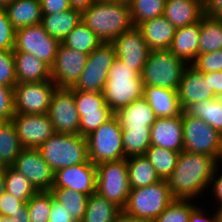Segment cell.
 I'll use <instances>...</instances> for the list:
<instances>
[{
	"label": "cell",
	"mask_w": 222,
	"mask_h": 222,
	"mask_svg": "<svg viewBox=\"0 0 222 222\" xmlns=\"http://www.w3.org/2000/svg\"><path fill=\"white\" fill-rule=\"evenodd\" d=\"M215 168L213 157L181 151L176 167L167 179L172 197L202 202L206 199Z\"/></svg>",
	"instance_id": "obj_1"
},
{
	"label": "cell",
	"mask_w": 222,
	"mask_h": 222,
	"mask_svg": "<svg viewBox=\"0 0 222 222\" xmlns=\"http://www.w3.org/2000/svg\"><path fill=\"white\" fill-rule=\"evenodd\" d=\"M81 18L102 42H112L134 27L128 1L97 0L81 12Z\"/></svg>",
	"instance_id": "obj_2"
},
{
	"label": "cell",
	"mask_w": 222,
	"mask_h": 222,
	"mask_svg": "<svg viewBox=\"0 0 222 222\" xmlns=\"http://www.w3.org/2000/svg\"><path fill=\"white\" fill-rule=\"evenodd\" d=\"M144 86L141 76L115 59L108 71V78L103 89L106 104L113 113L143 97Z\"/></svg>",
	"instance_id": "obj_3"
},
{
	"label": "cell",
	"mask_w": 222,
	"mask_h": 222,
	"mask_svg": "<svg viewBox=\"0 0 222 222\" xmlns=\"http://www.w3.org/2000/svg\"><path fill=\"white\" fill-rule=\"evenodd\" d=\"M38 149L54 172L89 160L86 137L80 134L55 133Z\"/></svg>",
	"instance_id": "obj_4"
},
{
	"label": "cell",
	"mask_w": 222,
	"mask_h": 222,
	"mask_svg": "<svg viewBox=\"0 0 222 222\" xmlns=\"http://www.w3.org/2000/svg\"><path fill=\"white\" fill-rule=\"evenodd\" d=\"M187 64L169 50H152L140 74L143 86L177 90Z\"/></svg>",
	"instance_id": "obj_5"
},
{
	"label": "cell",
	"mask_w": 222,
	"mask_h": 222,
	"mask_svg": "<svg viewBox=\"0 0 222 222\" xmlns=\"http://www.w3.org/2000/svg\"><path fill=\"white\" fill-rule=\"evenodd\" d=\"M173 200L167 180L162 179L146 187L131 189L122 211L153 222Z\"/></svg>",
	"instance_id": "obj_6"
},
{
	"label": "cell",
	"mask_w": 222,
	"mask_h": 222,
	"mask_svg": "<svg viewBox=\"0 0 222 222\" xmlns=\"http://www.w3.org/2000/svg\"><path fill=\"white\" fill-rule=\"evenodd\" d=\"M86 140L88 158L95 165L126 158L122 129L115 115L86 136Z\"/></svg>",
	"instance_id": "obj_7"
},
{
	"label": "cell",
	"mask_w": 222,
	"mask_h": 222,
	"mask_svg": "<svg viewBox=\"0 0 222 222\" xmlns=\"http://www.w3.org/2000/svg\"><path fill=\"white\" fill-rule=\"evenodd\" d=\"M96 192L123 209L130 193L126 158L96 165Z\"/></svg>",
	"instance_id": "obj_8"
},
{
	"label": "cell",
	"mask_w": 222,
	"mask_h": 222,
	"mask_svg": "<svg viewBox=\"0 0 222 222\" xmlns=\"http://www.w3.org/2000/svg\"><path fill=\"white\" fill-rule=\"evenodd\" d=\"M115 59L113 44L102 42L89 54L83 72L72 89L85 92H103L108 71Z\"/></svg>",
	"instance_id": "obj_9"
},
{
	"label": "cell",
	"mask_w": 222,
	"mask_h": 222,
	"mask_svg": "<svg viewBox=\"0 0 222 222\" xmlns=\"http://www.w3.org/2000/svg\"><path fill=\"white\" fill-rule=\"evenodd\" d=\"M183 150L216 158L221 133L198 117L182 111Z\"/></svg>",
	"instance_id": "obj_10"
},
{
	"label": "cell",
	"mask_w": 222,
	"mask_h": 222,
	"mask_svg": "<svg viewBox=\"0 0 222 222\" xmlns=\"http://www.w3.org/2000/svg\"><path fill=\"white\" fill-rule=\"evenodd\" d=\"M56 88L52 80L17 83L13 88L15 114H47Z\"/></svg>",
	"instance_id": "obj_11"
},
{
	"label": "cell",
	"mask_w": 222,
	"mask_h": 222,
	"mask_svg": "<svg viewBox=\"0 0 222 222\" xmlns=\"http://www.w3.org/2000/svg\"><path fill=\"white\" fill-rule=\"evenodd\" d=\"M60 43V41L50 36L40 23L15 31L13 52L34 54L51 67L54 64Z\"/></svg>",
	"instance_id": "obj_12"
},
{
	"label": "cell",
	"mask_w": 222,
	"mask_h": 222,
	"mask_svg": "<svg viewBox=\"0 0 222 222\" xmlns=\"http://www.w3.org/2000/svg\"><path fill=\"white\" fill-rule=\"evenodd\" d=\"M74 100L80 116L79 134L83 137L88 136L114 115L102 92L74 90Z\"/></svg>",
	"instance_id": "obj_13"
},
{
	"label": "cell",
	"mask_w": 222,
	"mask_h": 222,
	"mask_svg": "<svg viewBox=\"0 0 222 222\" xmlns=\"http://www.w3.org/2000/svg\"><path fill=\"white\" fill-rule=\"evenodd\" d=\"M47 114L55 133L79 134L80 116L72 88H56Z\"/></svg>",
	"instance_id": "obj_14"
},
{
	"label": "cell",
	"mask_w": 222,
	"mask_h": 222,
	"mask_svg": "<svg viewBox=\"0 0 222 222\" xmlns=\"http://www.w3.org/2000/svg\"><path fill=\"white\" fill-rule=\"evenodd\" d=\"M12 167L23 174L38 192L51 190L54 171L45 162L38 148H24Z\"/></svg>",
	"instance_id": "obj_15"
},
{
	"label": "cell",
	"mask_w": 222,
	"mask_h": 222,
	"mask_svg": "<svg viewBox=\"0 0 222 222\" xmlns=\"http://www.w3.org/2000/svg\"><path fill=\"white\" fill-rule=\"evenodd\" d=\"M88 57V54L69 49L60 43L51 66V80L58 88H72L79 80Z\"/></svg>",
	"instance_id": "obj_16"
},
{
	"label": "cell",
	"mask_w": 222,
	"mask_h": 222,
	"mask_svg": "<svg viewBox=\"0 0 222 222\" xmlns=\"http://www.w3.org/2000/svg\"><path fill=\"white\" fill-rule=\"evenodd\" d=\"M111 43L114 46L116 58L140 75L151 51L141 31L134 26Z\"/></svg>",
	"instance_id": "obj_17"
},
{
	"label": "cell",
	"mask_w": 222,
	"mask_h": 222,
	"mask_svg": "<svg viewBox=\"0 0 222 222\" xmlns=\"http://www.w3.org/2000/svg\"><path fill=\"white\" fill-rule=\"evenodd\" d=\"M11 121L24 148H39L55 134L48 114H14Z\"/></svg>",
	"instance_id": "obj_18"
},
{
	"label": "cell",
	"mask_w": 222,
	"mask_h": 222,
	"mask_svg": "<svg viewBox=\"0 0 222 222\" xmlns=\"http://www.w3.org/2000/svg\"><path fill=\"white\" fill-rule=\"evenodd\" d=\"M96 183V165L88 160L85 163L55 171L52 188L72 189L90 196L96 192Z\"/></svg>",
	"instance_id": "obj_19"
},
{
	"label": "cell",
	"mask_w": 222,
	"mask_h": 222,
	"mask_svg": "<svg viewBox=\"0 0 222 222\" xmlns=\"http://www.w3.org/2000/svg\"><path fill=\"white\" fill-rule=\"evenodd\" d=\"M177 92L183 111L191 104L217 98L210 88L209 78H204V73L191 65L184 68Z\"/></svg>",
	"instance_id": "obj_20"
},
{
	"label": "cell",
	"mask_w": 222,
	"mask_h": 222,
	"mask_svg": "<svg viewBox=\"0 0 222 222\" xmlns=\"http://www.w3.org/2000/svg\"><path fill=\"white\" fill-rule=\"evenodd\" d=\"M151 145L174 152L183 151L182 113L175 117L157 118L151 125Z\"/></svg>",
	"instance_id": "obj_21"
},
{
	"label": "cell",
	"mask_w": 222,
	"mask_h": 222,
	"mask_svg": "<svg viewBox=\"0 0 222 222\" xmlns=\"http://www.w3.org/2000/svg\"><path fill=\"white\" fill-rule=\"evenodd\" d=\"M17 83L51 80V67L34 54L13 52Z\"/></svg>",
	"instance_id": "obj_22"
},
{
	"label": "cell",
	"mask_w": 222,
	"mask_h": 222,
	"mask_svg": "<svg viewBox=\"0 0 222 222\" xmlns=\"http://www.w3.org/2000/svg\"><path fill=\"white\" fill-rule=\"evenodd\" d=\"M141 31L150 50H169L176 28L164 17H156L140 23Z\"/></svg>",
	"instance_id": "obj_23"
},
{
	"label": "cell",
	"mask_w": 222,
	"mask_h": 222,
	"mask_svg": "<svg viewBox=\"0 0 222 222\" xmlns=\"http://www.w3.org/2000/svg\"><path fill=\"white\" fill-rule=\"evenodd\" d=\"M143 98L158 118L175 117L182 113L177 90L156 86L144 87Z\"/></svg>",
	"instance_id": "obj_24"
},
{
	"label": "cell",
	"mask_w": 222,
	"mask_h": 222,
	"mask_svg": "<svg viewBox=\"0 0 222 222\" xmlns=\"http://www.w3.org/2000/svg\"><path fill=\"white\" fill-rule=\"evenodd\" d=\"M121 129H151L158 118L149 103L142 97L114 113Z\"/></svg>",
	"instance_id": "obj_25"
},
{
	"label": "cell",
	"mask_w": 222,
	"mask_h": 222,
	"mask_svg": "<svg viewBox=\"0 0 222 222\" xmlns=\"http://www.w3.org/2000/svg\"><path fill=\"white\" fill-rule=\"evenodd\" d=\"M200 21L176 29L169 51L190 65L199 55Z\"/></svg>",
	"instance_id": "obj_26"
},
{
	"label": "cell",
	"mask_w": 222,
	"mask_h": 222,
	"mask_svg": "<svg viewBox=\"0 0 222 222\" xmlns=\"http://www.w3.org/2000/svg\"><path fill=\"white\" fill-rule=\"evenodd\" d=\"M163 16L176 29L195 24L203 16L202 0H166Z\"/></svg>",
	"instance_id": "obj_27"
},
{
	"label": "cell",
	"mask_w": 222,
	"mask_h": 222,
	"mask_svg": "<svg viewBox=\"0 0 222 222\" xmlns=\"http://www.w3.org/2000/svg\"><path fill=\"white\" fill-rule=\"evenodd\" d=\"M4 10L15 30L40 24L42 20L40 0H12Z\"/></svg>",
	"instance_id": "obj_28"
},
{
	"label": "cell",
	"mask_w": 222,
	"mask_h": 222,
	"mask_svg": "<svg viewBox=\"0 0 222 222\" xmlns=\"http://www.w3.org/2000/svg\"><path fill=\"white\" fill-rule=\"evenodd\" d=\"M80 22H82L81 12L73 8L53 14H42L41 20L44 30L60 42Z\"/></svg>",
	"instance_id": "obj_29"
},
{
	"label": "cell",
	"mask_w": 222,
	"mask_h": 222,
	"mask_svg": "<svg viewBox=\"0 0 222 222\" xmlns=\"http://www.w3.org/2000/svg\"><path fill=\"white\" fill-rule=\"evenodd\" d=\"M126 161L131 189L146 187L162 180L144 155L131 156Z\"/></svg>",
	"instance_id": "obj_30"
},
{
	"label": "cell",
	"mask_w": 222,
	"mask_h": 222,
	"mask_svg": "<svg viewBox=\"0 0 222 222\" xmlns=\"http://www.w3.org/2000/svg\"><path fill=\"white\" fill-rule=\"evenodd\" d=\"M121 212V208L95 192L88 198L81 222H114Z\"/></svg>",
	"instance_id": "obj_31"
},
{
	"label": "cell",
	"mask_w": 222,
	"mask_h": 222,
	"mask_svg": "<svg viewBox=\"0 0 222 222\" xmlns=\"http://www.w3.org/2000/svg\"><path fill=\"white\" fill-rule=\"evenodd\" d=\"M222 49V20L203 15L200 19L199 54Z\"/></svg>",
	"instance_id": "obj_32"
},
{
	"label": "cell",
	"mask_w": 222,
	"mask_h": 222,
	"mask_svg": "<svg viewBox=\"0 0 222 222\" xmlns=\"http://www.w3.org/2000/svg\"><path fill=\"white\" fill-rule=\"evenodd\" d=\"M23 149L15 125L12 121L5 122L0 128V163L12 166Z\"/></svg>",
	"instance_id": "obj_33"
},
{
	"label": "cell",
	"mask_w": 222,
	"mask_h": 222,
	"mask_svg": "<svg viewBox=\"0 0 222 222\" xmlns=\"http://www.w3.org/2000/svg\"><path fill=\"white\" fill-rule=\"evenodd\" d=\"M101 43V39L83 22H80L61 42L69 49L88 55Z\"/></svg>",
	"instance_id": "obj_34"
},
{
	"label": "cell",
	"mask_w": 222,
	"mask_h": 222,
	"mask_svg": "<svg viewBox=\"0 0 222 222\" xmlns=\"http://www.w3.org/2000/svg\"><path fill=\"white\" fill-rule=\"evenodd\" d=\"M185 112L198 117L222 133V98H214L191 104Z\"/></svg>",
	"instance_id": "obj_35"
},
{
	"label": "cell",
	"mask_w": 222,
	"mask_h": 222,
	"mask_svg": "<svg viewBox=\"0 0 222 222\" xmlns=\"http://www.w3.org/2000/svg\"><path fill=\"white\" fill-rule=\"evenodd\" d=\"M50 192L54 199L61 203L64 208L71 213L76 222H81L83 220L89 198L88 195L65 188H51Z\"/></svg>",
	"instance_id": "obj_36"
},
{
	"label": "cell",
	"mask_w": 222,
	"mask_h": 222,
	"mask_svg": "<svg viewBox=\"0 0 222 222\" xmlns=\"http://www.w3.org/2000/svg\"><path fill=\"white\" fill-rule=\"evenodd\" d=\"M4 181L6 192L23 203H27L38 192L30 181L12 166L5 167Z\"/></svg>",
	"instance_id": "obj_37"
},
{
	"label": "cell",
	"mask_w": 222,
	"mask_h": 222,
	"mask_svg": "<svg viewBox=\"0 0 222 222\" xmlns=\"http://www.w3.org/2000/svg\"><path fill=\"white\" fill-rule=\"evenodd\" d=\"M161 179L167 180L176 167L179 152L151 145L144 155Z\"/></svg>",
	"instance_id": "obj_38"
},
{
	"label": "cell",
	"mask_w": 222,
	"mask_h": 222,
	"mask_svg": "<svg viewBox=\"0 0 222 222\" xmlns=\"http://www.w3.org/2000/svg\"><path fill=\"white\" fill-rule=\"evenodd\" d=\"M134 26L164 15L166 0H128Z\"/></svg>",
	"instance_id": "obj_39"
},
{
	"label": "cell",
	"mask_w": 222,
	"mask_h": 222,
	"mask_svg": "<svg viewBox=\"0 0 222 222\" xmlns=\"http://www.w3.org/2000/svg\"><path fill=\"white\" fill-rule=\"evenodd\" d=\"M151 129H122L123 150L126 158L145 155L151 146Z\"/></svg>",
	"instance_id": "obj_40"
},
{
	"label": "cell",
	"mask_w": 222,
	"mask_h": 222,
	"mask_svg": "<svg viewBox=\"0 0 222 222\" xmlns=\"http://www.w3.org/2000/svg\"><path fill=\"white\" fill-rule=\"evenodd\" d=\"M199 201L174 199L153 222H188L191 210Z\"/></svg>",
	"instance_id": "obj_41"
},
{
	"label": "cell",
	"mask_w": 222,
	"mask_h": 222,
	"mask_svg": "<svg viewBox=\"0 0 222 222\" xmlns=\"http://www.w3.org/2000/svg\"><path fill=\"white\" fill-rule=\"evenodd\" d=\"M30 222H49L51 213V192L39 191L26 203Z\"/></svg>",
	"instance_id": "obj_42"
},
{
	"label": "cell",
	"mask_w": 222,
	"mask_h": 222,
	"mask_svg": "<svg viewBox=\"0 0 222 222\" xmlns=\"http://www.w3.org/2000/svg\"><path fill=\"white\" fill-rule=\"evenodd\" d=\"M190 65L202 73L222 71V49L199 54Z\"/></svg>",
	"instance_id": "obj_43"
},
{
	"label": "cell",
	"mask_w": 222,
	"mask_h": 222,
	"mask_svg": "<svg viewBox=\"0 0 222 222\" xmlns=\"http://www.w3.org/2000/svg\"><path fill=\"white\" fill-rule=\"evenodd\" d=\"M16 84L13 51L0 50V85L14 88Z\"/></svg>",
	"instance_id": "obj_44"
},
{
	"label": "cell",
	"mask_w": 222,
	"mask_h": 222,
	"mask_svg": "<svg viewBox=\"0 0 222 222\" xmlns=\"http://www.w3.org/2000/svg\"><path fill=\"white\" fill-rule=\"evenodd\" d=\"M15 29L4 9H0V50L13 51L15 46Z\"/></svg>",
	"instance_id": "obj_45"
},
{
	"label": "cell",
	"mask_w": 222,
	"mask_h": 222,
	"mask_svg": "<svg viewBox=\"0 0 222 222\" xmlns=\"http://www.w3.org/2000/svg\"><path fill=\"white\" fill-rule=\"evenodd\" d=\"M14 114V89L0 85V119L9 122Z\"/></svg>",
	"instance_id": "obj_46"
},
{
	"label": "cell",
	"mask_w": 222,
	"mask_h": 222,
	"mask_svg": "<svg viewBox=\"0 0 222 222\" xmlns=\"http://www.w3.org/2000/svg\"><path fill=\"white\" fill-rule=\"evenodd\" d=\"M206 196H207V199L209 196L208 200L211 199L210 200L211 202H209L207 199H204V201L209 203V206L210 205L212 207L222 206V168H219V167L215 168L213 177L210 180V185H209Z\"/></svg>",
	"instance_id": "obj_47"
},
{
	"label": "cell",
	"mask_w": 222,
	"mask_h": 222,
	"mask_svg": "<svg viewBox=\"0 0 222 222\" xmlns=\"http://www.w3.org/2000/svg\"><path fill=\"white\" fill-rule=\"evenodd\" d=\"M25 206L26 203L18 200L8 192L0 196V216L12 218L16 216L18 212H22V208Z\"/></svg>",
	"instance_id": "obj_48"
},
{
	"label": "cell",
	"mask_w": 222,
	"mask_h": 222,
	"mask_svg": "<svg viewBox=\"0 0 222 222\" xmlns=\"http://www.w3.org/2000/svg\"><path fill=\"white\" fill-rule=\"evenodd\" d=\"M204 203L206 204V202H202V204H201V202H200V204L198 203L191 210V214L188 219V222H218L217 216H216L215 212L213 211L214 210L213 207H210L208 204L205 205Z\"/></svg>",
	"instance_id": "obj_49"
},
{
	"label": "cell",
	"mask_w": 222,
	"mask_h": 222,
	"mask_svg": "<svg viewBox=\"0 0 222 222\" xmlns=\"http://www.w3.org/2000/svg\"><path fill=\"white\" fill-rule=\"evenodd\" d=\"M49 222H76L71 213L64 206L54 199L51 193V213Z\"/></svg>",
	"instance_id": "obj_50"
},
{
	"label": "cell",
	"mask_w": 222,
	"mask_h": 222,
	"mask_svg": "<svg viewBox=\"0 0 222 222\" xmlns=\"http://www.w3.org/2000/svg\"><path fill=\"white\" fill-rule=\"evenodd\" d=\"M42 14H53L72 9L69 0H40Z\"/></svg>",
	"instance_id": "obj_51"
},
{
	"label": "cell",
	"mask_w": 222,
	"mask_h": 222,
	"mask_svg": "<svg viewBox=\"0 0 222 222\" xmlns=\"http://www.w3.org/2000/svg\"><path fill=\"white\" fill-rule=\"evenodd\" d=\"M203 15L222 20V0H202Z\"/></svg>",
	"instance_id": "obj_52"
},
{
	"label": "cell",
	"mask_w": 222,
	"mask_h": 222,
	"mask_svg": "<svg viewBox=\"0 0 222 222\" xmlns=\"http://www.w3.org/2000/svg\"><path fill=\"white\" fill-rule=\"evenodd\" d=\"M204 78H209L210 88L215 96L222 98V71L204 73Z\"/></svg>",
	"instance_id": "obj_53"
},
{
	"label": "cell",
	"mask_w": 222,
	"mask_h": 222,
	"mask_svg": "<svg viewBox=\"0 0 222 222\" xmlns=\"http://www.w3.org/2000/svg\"><path fill=\"white\" fill-rule=\"evenodd\" d=\"M3 222H30L27 207H23L22 212H18L16 216H13L12 218L3 216Z\"/></svg>",
	"instance_id": "obj_54"
},
{
	"label": "cell",
	"mask_w": 222,
	"mask_h": 222,
	"mask_svg": "<svg viewBox=\"0 0 222 222\" xmlns=\"http://www.w3.org/2000/svg\"><path fill=\"white\" fill-rule=\"evenodd\" d=\"M97 0H69L71 8L83 12Z\"/></svg>",
	"instance_id": "obj_55"
},
{
	"label": "cell",
	"mask_w": 222,
	"mask_h": 222,
	"mask_svg": "<svg viewBox=\"0 0 222 222\" xmlns=\"http://www.w3.org/2000/svg\"><path fill=\"white\" fill-rule=\"evenodd\" d=\"M114 222H152L150 220L141 219L139 217H134L125 214L123 211L117 216Z\"/></svg>",
	"instance_id": "obj_56"
},
{
	"label": "cell",
	"mask_w": 222,
	"mask_h": 222,
	"mask_svg": "<svg viewBox=\"0 0 222 222\" xmlns=\"http://www.w3.org/2000/svg\"><path fill=\"white\" fill-rule=\"evenodd\" d=\"M216 167L222 168V133L220 136L219 149L215 158Z\"/></svg>",
	"instance_id": "obj_57"
},
{
	"label": "cell",
	"mask_w": 222,
	"mask_h": 222,
	"mask_svg": "<svg viewBox=\"0 0 222 222\" xmlns=\"http://www.w3.org/2000/svg\"><path fill=\"white\" fill-rule=\"evenodd\" d=\"M213 209L217 216L218 222H222V206H216Z\"/></svg>",
	"instance_id": "obj_58"
},
{
	"label": "cell",
	"mask_w": 222,
	"mask_h": 222,
	"mask_svg": "<svg viewBox=\"0 0 222 222\" xmlns=\"http://www.w3.org/2000/svg\"><path fill=\"white\" fill-rule=\"evenodd\" d=\"M6 192L4 173L0 176V196Z\"/></svg>",
	"instance_id": "obj_59"
},
{
	"label": "cell",
	"mask_w": 222,
	"mask_h": 222,
	"mask_svg": "<svg viewBox=\"0 0 222 222\" xmlns=\"http://www.w3.org/2000/svg\"><path fill=\"white\" fill-rule=\"evenodd\" d=\"M12 0H0V9H4Z\"/></svg>",
	"instance_id": "obj_60"
},
{
	"label": "cell",
	"mask_w": 222,
	"mask_h": 222,
	"mask_svg": "<svg viewBox=\"0 0 222 222\" xmlns=\"http://www.w3.org/2000/svg\"><path fill=\"white\" fill-rule=\"evenodd\" d=\"M5 166L0 163V176L4 173Z\"/></svg>",
	"instance_id": "obj_61"
},
{
	"label": "cell",
	"mask_w": 222,
	"mask_h": 222,
	"mask_svg": "<svg viewBox=\"0 0 222 222\" xmlns=\"http://www.w3.org/2000/svg\"><path fill=\"white\" fill-rule=\"evenodd\" d=\"M4 123H5V121L0 119V128L3 126Z\"/></svg>",
	"instance_id": "obj_62"
},
{
	"label": "cell",
	"mask_w": 222,
	"mask_h": 222,
	"mask_svg": "<svg viewBox=\"0 0 222 222\" xmlns=\"http://www.w3.org/2000/svg\"><path fill=\"white\" fill-rule=\"evenodd\" d=\"M0 222H3V216H0Z\"/></svg>",
	"instance_id": "obj_63"
}]
</instances>
